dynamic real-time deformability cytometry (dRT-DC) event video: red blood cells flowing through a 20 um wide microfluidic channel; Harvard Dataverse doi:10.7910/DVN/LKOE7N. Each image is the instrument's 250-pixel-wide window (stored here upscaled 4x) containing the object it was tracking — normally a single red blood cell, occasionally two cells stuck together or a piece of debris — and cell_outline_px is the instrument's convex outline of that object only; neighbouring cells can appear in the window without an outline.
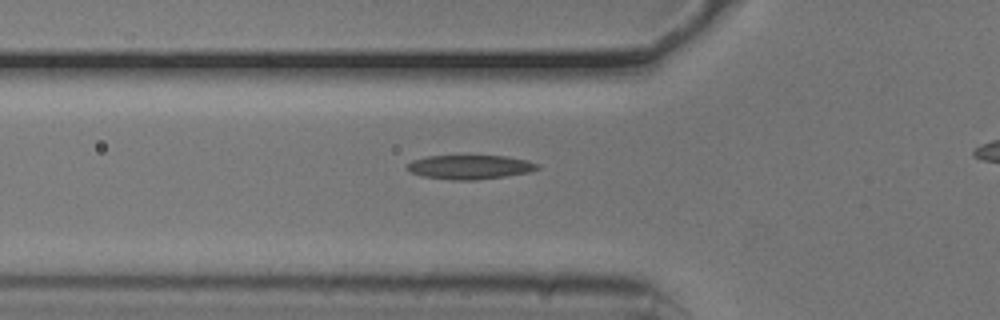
{"species": "common noctule bat (a hibernating species)", "species_latin": "Nyctalus noctula", "temperature_condition": "cold", "stored_images_in_passage": 31, "camera_frame_rate_fps": 3000, "um_per_image_px": 0.085, "animal": {"sex": "male", "body_mass_g": 20.5, "forearm_length_mm": 52.5}, "frame": {"image": 1, "passage_image": 3, "time_ms": 0.667, "image_size_px": [1000, 320], "cell_outline_px": [[540, 168], [528, 172], [504, 176], [476, 180], [452, 180], [420, 176], [404, 168], [412, 160], [428, 156], [508, 156], [528, 160], [540, 164]], "centroid_in_image_um": [39.94, 14.2], "position_along_channel_um": 85.9, "area_um2": 18.38}}
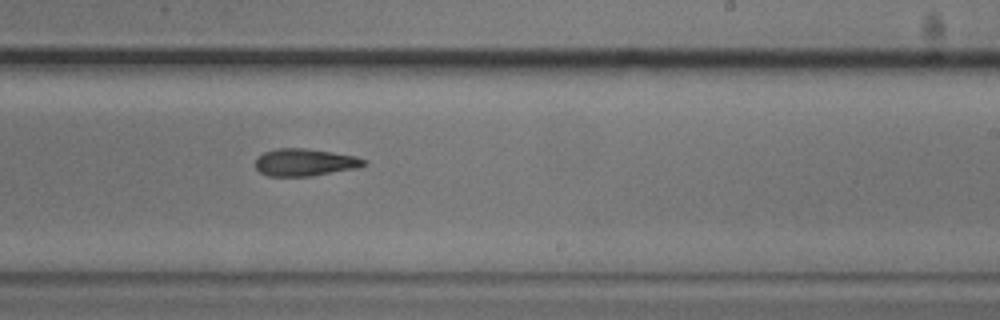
{"frame": {"image": 2, "passage_image": 17, "time_ms": 5.333, "image_size_px": [1000, 320], "cell_outline_px": [[368, 164], [360, 168], [312, 176], [268, 176], [260, 172], [256, 168], [256, 160], [264, 152], [276, 148], [304, 148], [332, 152], [356, 156], [368, 160]], "centroid_in_image_um": [25.98, 13.8], "position_along_channel_um": 263.0, "area_um2": 17.46}}
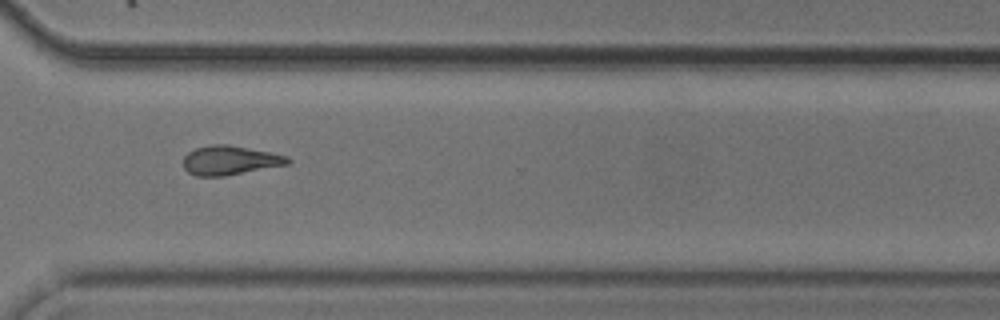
{"frame": {"image": 3, "passage_image": 24, "time_ms": 7.667, "image_size_px": [1000, 320], "cell_outline_px": [[292, 160], [288, 164], [224, 176], [196, 176], [188, 172], [184, 168], [184, 156], [188, 152], [196, 148], [212, 144], [228, 144], [272, 152], [288, 156]], "centroid_in_image_um": [19.56, 13.62], "position_along_channel_um": 351.0, "area_um2": 17.8}}